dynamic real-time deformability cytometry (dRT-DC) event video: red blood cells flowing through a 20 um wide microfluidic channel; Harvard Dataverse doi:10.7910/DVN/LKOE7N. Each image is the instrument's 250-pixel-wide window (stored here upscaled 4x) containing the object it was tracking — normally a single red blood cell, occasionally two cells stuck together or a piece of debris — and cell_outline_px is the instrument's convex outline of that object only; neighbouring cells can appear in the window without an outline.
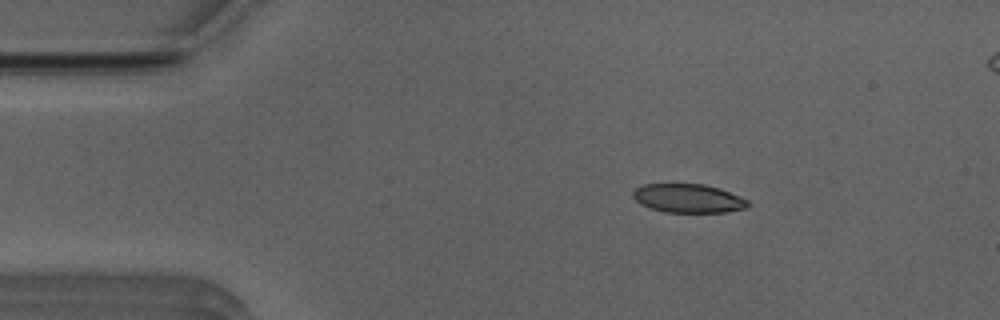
{"species": "Egyptian fruit bat (a non-hibernating species)", "species_latin": "Rousettus aegyptiacus", "temperature_condition": "room temperature", "stored_images_in_passage": 44, "camera_frame_rate_fps": 3000, "um_per_image_px": 0.085, "animal": {"sex": "male"}, "frame": {"image": 1, "passage_image": 1, "time_ms": 0.0, "image_size_px": [1000, 320], "cell_outline_px": [[752, 204], [744, 208], [724, 212], [664, 212], [648, 208], [640, 204], [632, 196], [632, 192], [636, 188], [644, 184], [704, 184], [720, 188], [740, 196], [748, 200]], "centroid_in_image_um": [58.49, 16.86], "position_along_channel_um": 26.5, "area_um2": 19.36}}
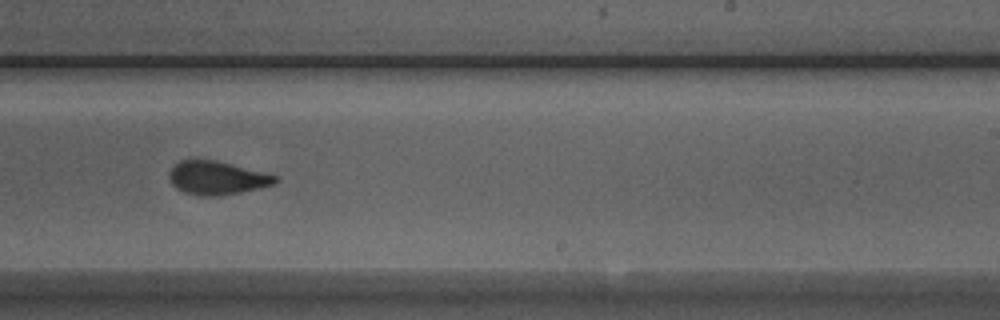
{"frame": {"image": 2, "passage_image": 24, "time_ms": 7.667, "image_size_px": [1000, 320], "cell_outline_px": [[280, 180], [276, 184], [260, 188], [220, 196], [200, 196], [184, 192], [176, 188], [172, 184], [168, 176], [168, 172], [180, 160], [216, 160], [280, 176]], "centroid_in_image_um": [18.48, 15.13], "position_along_channel_um": 270.5, "area_um2": 20.87}}
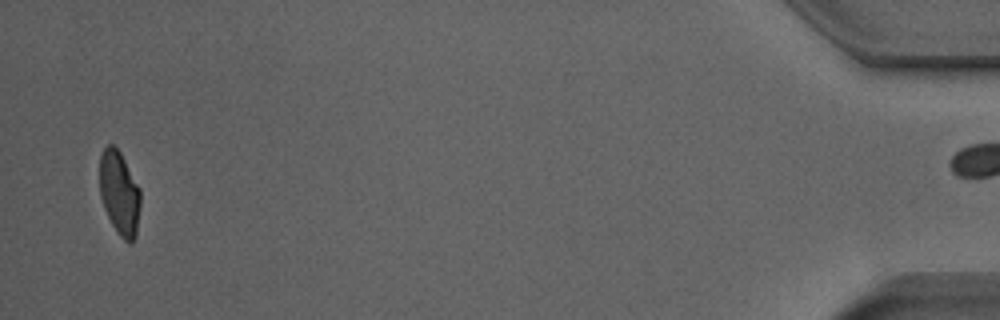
{"frame": {"image": 3, "passage_image": 43, "time_ms": 14.0, "image_size_px": [1000, 320], "cell_outline_px": [[140, 204], [136, 236], [132, 244], [128, 244], [116, 232], [104, 208], [100, 196], [100, 156], [104, 148], [108, 144], [112, 144], [120, 152], [140, 188]], "centroid_in_image_um": [10.16, 16.44], "position_along_channel_um": 425.0, "area_um2": 20.0}, "authors_computed_cell_mechanics": {"area_um2": 20.8947, "velocity_mm_per_s": 3.9324, "shape_relaxation_time_tau1_ms": 3.8995, "shape_relaxation_time_tau2_ms": 1.6286, "deformation_change_tau1": 0.1514, "deformation_change_tau2": 0.077}}